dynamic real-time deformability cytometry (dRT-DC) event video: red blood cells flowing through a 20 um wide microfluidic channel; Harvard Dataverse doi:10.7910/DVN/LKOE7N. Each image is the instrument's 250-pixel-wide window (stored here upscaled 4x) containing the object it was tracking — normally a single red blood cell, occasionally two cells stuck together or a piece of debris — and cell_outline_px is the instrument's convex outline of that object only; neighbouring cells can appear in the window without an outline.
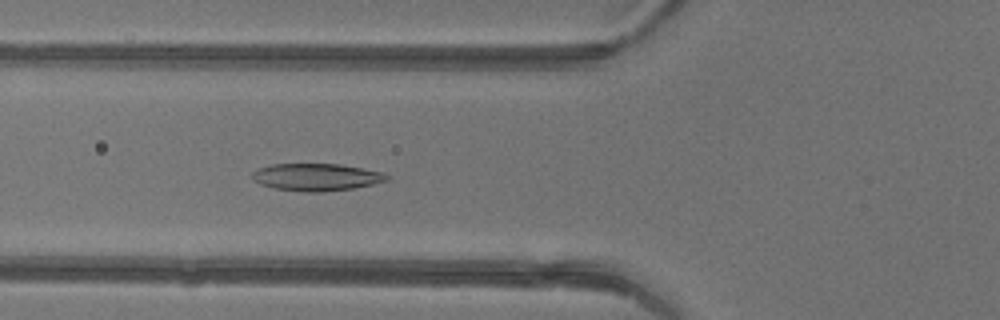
{"species": "common noctule bat (a hibernating species)", "species_latin": "Nyctalus noctula", "temperature_condition": "warm", "stored_images_in_passage": 37, "camera_frame_rate_fps": 3000, "um_per_image_px": 0.085, "animal": {"sex": "female"}, "frame": {"image": 1, "passage_image": 8, "time_ms": 2.333, "image_size_px": [1000, 320], "cell_outline_px": [[392, 176], [388, 180], [372, 184], [352, 188], [324, 192], [308, 192], [276, 188], [260, 184], [252, 180], [252, 172], [260, 168], [272, 164], [340, 164], [364, 168], [384, 172]], "centroid_in_image_um": [26.94, 15.05], "position_along_channel_um": 98.9, "area_um2": 21.44}}
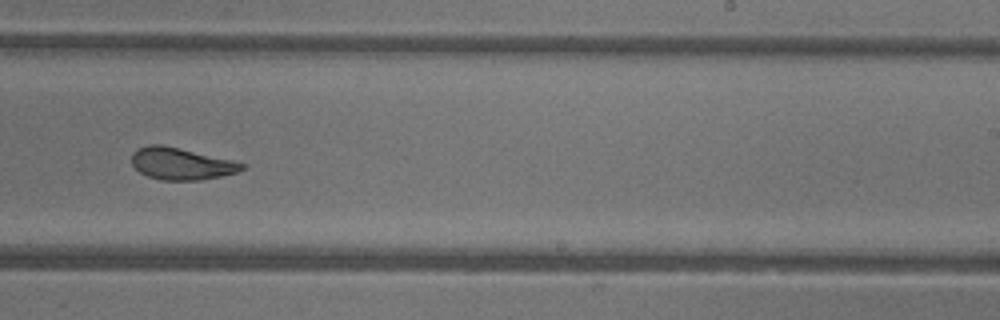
{"frame": {"image": 2, "passage_image": 20, "time_ms": 6.333, "image_size_px": [1000, 320], "cell_outline_px": [[244, 168], [236, 172], [220, 176], [200, 180], [160, 180], [148, 176], [140, 172], [132, 164], [132, 152], [136, 148], [148, 144], [160, 144], [180, 148], [244, 164]], "centroid_in_image_um": [15.31, 13.91], "position_along_channel_um": 273.7, "area_um2": 20.17}}
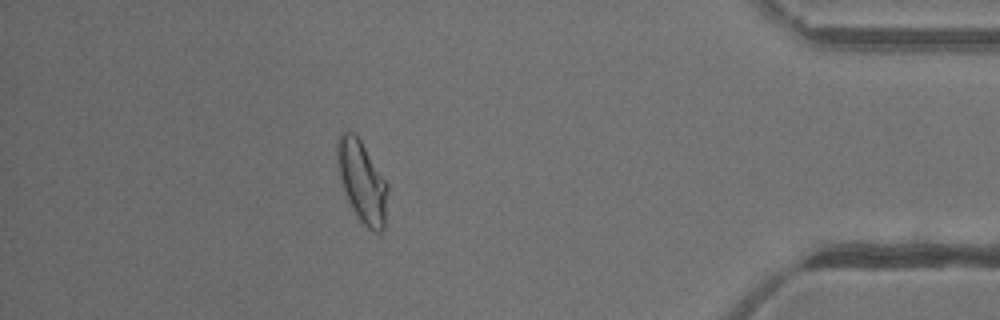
{"frame": {"image": 3, "passage_image": 32, "time_ms": 10.333, "image_size_px": [1000, 320], "cell_outline_px": [[388, 188], [384, 228], [380, 232], [376, 232], [368, 228], [356, 216], [348, 200], [340, 180], [336, 160], [336, 144], [340, 132], [352, 132], [360, 140], [388, 184]], "centroid_in_image_um": [30.75, 15.43], "position_along_channel_um": 404.4, "area_um2": 23.76}, "authors_computed_cell_mechanics": {"area_um2": 21.4438, "velocity_mm_per_s": 4.3693, "shape_relaxation_time_tau1_ms": 4.6645, "shape_relaxation_time_tau2_ms": 1.5693, "deformation_change_tau1": 0.1499, "deformation_change_tau2": 0.0657}}